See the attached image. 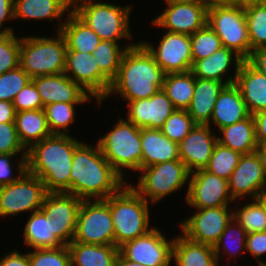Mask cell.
<instances>
[{"label":"cell","mask_w":266,"mask_h":266,"mask_svg":"<svg viewBox=\"0 0 266 266\" xmlns=\"http://www.w3.org/2000/svg\"><path fill=\"white\" fill-rule=\"evenodd\" d=\"M84 103L58 102L44 106L47 125L52 134L69 135L71 124L75 122L76 105ZM70 131V133H69Z\"/></svg>","instance_id":"cell-40"},{"label":"cell","mask_w":266,"mask_h":266,"mask_svg":"<svg viewBox=\"0 0 266 266\" xmlns=\"http://www.w3.org/2000/svg\"><path fill=\"white\" fill-rule=\"evenodd\" d=\"M165 3H189V2H205L206 0H163Z\"/></svg>","instance_id":"cell-59"},{"label":"cell","mask_w":266,"mask_h":266,"mask_svg":"<svg viewBox=\"0 0 266 266\" xmlns=\"http://www.w3.org/2000/svg\"><path fill=\"white\" fill-rule=\"evenodd\" d=\"M68 248L71 266H115L119 254V248L115 245L71 242Z\"/></svg>","instance_id":"cell-33"},{"label":"cell","mask_w":266,"mask_h":266,"mask_svg":"<svg viewBox=\"0 0 266 266\" xmlns=\"http://www.w3.org/2000/svg\"><path fill=\"white\" fill-rule=\"evenodd\" d=\"M141 147V169L179 159L178 144L171 141L160 129H141Z\"/></svg>","instance_id":"cell-26"},{"label":"cell","mask_w":266,"mask_h":266,"mask_svg":"<svg viewBox=\"0 0 266 266\" xmlns=\"http://www.w3.org/2000/svg\"><path fill=\"white\" fill-rule=\"evenodd\" d=\"M247 61L260 73L266 76V46L252 50Z\"/></svg>","instance_id":"cell-53"},{"label":"cell","mask_w":266,"mask_h":266,"mask_svg":"<svg viewBox=\"0 0 266 266\" xmlns=\"http://www.w3.org/2000/svg\"><path fill=\"white\" fill-rule=\"evenodd\" d=\"M228 188L233 201L251 197L259 199L266 189V174L259 156L254 152L240 157L239 163L228 179Z\"/></svg>","instance_id":"cell-19"},{"label":"cell","mask_w":266,"mask_h":266,"mask_svg":"<svg viewBox=\"0 0 266 266\" xmlns=\"http://www.w3.org/2000/svg\"><path fill=\"white\" fill-rule=\"evenodd\" d=\"M128 44V45H127ZM121 47L116 41H100L93 51L99 69L112 81L118 74L120 63L125 51L137 43H127Z\"/></svg>","instance_id":"cell-36"},{"label":"cell","mask_w":266,"mask_h":266,"mask_svg":"<svg viewBox=\"0 0 266 266\" xmlns=\"http://www.w3.org/2000/svg\"><path fill=\"white\" fill-rule=\"evenodd\" d=\"M69 193L82 200L106 199L127 182L103 156L99 145L80 143L74 151Z\"/></svg>","instance_id":"cell-1"},{"label":"cell","mask_w":266,"mask_h":266,"mask_svg":"<svg viewBox=\"0 0 266 266\" xmlns=\"http://www.w3.org/2000/svg\"><path fill=\"white\" fill-rule=\"evenodd\" d=\"M67 46L57 32L54 37L21 36L19 66L33 79L62 74L66 66Z\"/></svg>","instance_id":"cell-5"},{"label":"cell","mask_w":266,"mask_h":266,"mask_svg":"<svg viewBox=\"0 0 266 266\" xmlns=\"http://www.w3.org/2000/svg\"><path fill=\"white\" fill-rule=\"evenodd\" d=\"M246 252L256 259L258 265L266 264L261 258L266 254V231L247 234Z\"/></svg>","instance_id":"cell-50"},{"label":"cell","mask_w":266,"mask_h":266,"mask_svg":"<svg viewBox=\"0 0 266 266\" xmlns=\"http://www.w3.org/2000/svg\"><path fill=\"white\" fill-rule=\"evenodd\" d=\"M18 154H0V187L16 182L27 171V156H19L17 175L14 174L12 159Z\"/></svg>","instance_id":"cell-48"},{"label":"cell","mask_w":266,"mask_h":266,"mask_svg":"<svg viewBox=\"0 0 266 266\" xmlns=\"http://www.w3.org/2000/svg\"><path fill=\"white\" fill-rule=\"evenodd\" d=\"M207 6H224L242 4L240 0H206Z\"/></svg>","instance_id":"cell-56"},{"label":"cell","mask_w":266,"mask_h":266,"mask_svg":"<svg viewBox=\"0 0 266 266\" xmlns=\"http://www.w3.org/2000/svg\"><path fill=\"white\" fill-rule=\"evenodd\" d=\"M64 20L59 32L65 39L67 51L93 53L101 41L100 37L73 11Z\"/></svg>","instance_id":"cell-31"},{"label":"cell","mask_w":266,"mask_h":266,"mask_svg":"<svg viewBox=\"0 0 266 266\" xmlns=\"http://www.w3.org/2000/svg\"><path fill=\"white\" fill-rule=\"evenodd\" d=\"M64 74L96 99V105L106 97L112 82L99 69L92 53L67 51Z\"/></svg>","instance_id":"cell-14"},{"label":"cell","mask_w":266,"mask_h":266,"mask_svg":"<svg viewBox=\"0 0 266 266\" xmlns=\"http://www.w3.org/2000/svg\"><path fill=\"white\" fill-rule=\"evenodd\" d=\"M96 142L103 156L125 181L126 170L138 172L141 169V129L133 123L120 117Z\"/></svg>","instance_id":"cell-6"},{"label":"cell","mask_w":266,"mask_h":266,"mask_svg":"<svg viewBox=\"0 0 266 266\" xmlns=\"http://www.w3.org/2000/svg\"><path fill=\"white\" fill-rule=\"evenodd\" d=\"M27 156V149L19 140L15 122L0 123V154Z\"/></svg>","instance_id":"cell-47"},{"label":"cell","mask_w":266,"mask_h":266,"mask_svg":"<svg viewBox=\"0 0 266 266\" xmlns=\"http://www.w3.org/2000/svg\"><path fill=\"white\" fill-rule=\"evenodd\" d=\"M219 132L220 136H217V142L221 145L229 147L241 155L255 152L257 141L253 115L240 122L221 128Z\"/></svg>","instance_id":"cell-32"},{"label":"cell","mask_w":266,"mask_h":266,"mask_svg":"<svg viewBox=\"0 0 266 266\" xmlns=\"http://www.w3.org/2000/svg\"><path fill=\"white\" fill-rule=\"evenodd\" d=\"M132 5H115L114 3L85 0L78 3L72 11L84 21L101 39V41L133 40L130 29Z\"/></svg>","instance_id":"cell-7"},{"label":"cell","mask_w":266,"mask_h":266,"mask_svg":"<svg viewBox=\"0 0 266 266\" xmlns=\"http://www.w3.org/2000/svg\"><path fill=\"white\" fill-rule=\"evenodd\" d=\"M15 126L19 140L27 150L33 144L52 135L47 125L44 109L17 112Z\"/></svg>","instance_id":"cell-34"},{"label":"cell","mask_w":266,"mask_h":266,"mask_svg":"<svg viewBox=\"0 0 266 266\" xmlns=\"http://www.w3.org/2000/svg\"><path fill=\"white\" fill-rule=\"evenodd\" d=\"M28 254L30 266H71L67 245L52 249H33Z\"/></svg>","instance_id":"cell-45"},{"label":"cell","mask_w":266,"mask_h":266,"mask_svg":"<svg viewBox=\"0 0 266 266\" xmlns=\"http://www.w3.org/2000/svg\"><path fill=\"white\" fill-rule=\"evenodd\" d=\"M109 203L115 228V246L144 236L154 228L150 225L149 203L128 182L114 195L105 199Z\"/></svg>","instance_id":"cell-4"},{"label":"cell","mask_w":266,"mask_h":266,"mask_svg":"<svg viewBox=\"0 0 266 266\" xmlns=\"http://www.w3.org/2000/svg\"><path fill=\"white\" fill-rule=\"evenodd\" d=\"M159 41L155 46L151 41L140 40L166 74L191 70L193 59L190 35L166 31Z\"/></svg>","instance_id":"cell-16"},{"label":"cell","mask_w":266,"mask_h":266,"mask_svg":"<svg viewBox=\"0 0 266 266\" xmlns=\"http://www.w3.org/2000/svg\"><path fill=\"white\" fill-rule=\"evenodd\" d=\"M14 19V0H0V30L3 33H14L12 27H4L3 24L6 21H11Z\"/></svg>","instance_id":"cell-52"},{"label":"cell","mask_w":266,"mask_h":266,"mask_svg":"<svg viewBox=\"0 0 266 266\" xmlns=\"http://www.w3.org/2000/svg\"><path fill=\"white\" fill-rule=\"evenodd\" d=\"M249 113L239 88L233 83L226 85L215 102L209 126L221 129L248 118Z\"/></svg>","instance_id":"cell-24"},{"label":"cell","mask_w":266,"mask_h":266,"mask_svg":"<svg viewBox=\"0 0 266 266\" xmlns=\"http://www.w3.org/2000/svg\"><path fill=\"white\" fill-rule=\"evenodd\" d=\"M165 75L153 55L141 42H137L125 51L106 97L97 104L101 107L106 98L119 94L125 103L148 99L163 88Z\"/></svg>","instance_id":"cell-2"},{"label":"cell","mask_w":266,"mask_h":266,"mask_svg":"<svg viewBox=\"0 0 266 266\" xmlns=\"http://www.w3.org/2000/svg\"><path fill=\"white\" fill-rule=\"evenodd\" d=\"M72 8L64 0H14V19L23 20H60L56 27L59 32L65 21H62Z\"/></svg>","instance_id":"cell-27"},{"label":"cell","mask_w":266,"mask_h":266,"mask_svg":"<svg viewBox=\"0 0 266 266\" xmlns=\"http://www.w3.org/2000/svg\"><path fill=\"white\" fill-rule=\"evenodd\" d=\"M251 201L233 208V218L247 234L266 231V207L260 199Z\"/></svg>","instance_id":"cell-39"},{"label":"cell","mask_w":266,"mask_h":266,"mask_svg":"<svg viewBox=\"0 0 266 266\" xmlns=\"http://www.w3.org/2000/svg\"><path fill=\"white\" fill-rule=\"evenodd\" d=\"M72 242L115 245V228L105 199L82 200Z\"/></svg>","instance_id":"cell-10"},{"label":"cell","mask_w":266,"mask_h":266,"mask_svg":"<svg viewBox=\"0 0 266 266\" xmlns=\"http://www.w3.org/2000/svg\"><path fill=\"white\" fill-rule=\"evenodd\" d=\"M20 37L15 33H3L0 36V74L19 66Z\"/></svg>","instance_id":"cell-46"},{"label":"cell","mask_w":266,"mask_h":266,"mask_svg":"<svg viewBox=\"0 0 266 266\" xmlns=\"http://www.w3.org/2000/svg\"><path fill=\"white\" fill-rule=\"evenodd\" d=\"M225 86V83L216 80L195 78L193 98L187 109L195 124H210L215 102Z\"/></svg>","instance_id":"cell-28"},{"label":"cell","mask_w":266,"mask_h":266,"mask_svg":"<svg viewBox=\"0 0 266 266\" xmlns=\"http://www.w3.org/2000/svg\"><path fill=\"white\" fill-rule=\"evenodd\" d=\"M234 84L239 88L251 115L266 109V76L247 60L241 64Z\"/></svg>","instance_id":"cell-25"},{"label":"cell","mask_w":266,"mask_h":266,"mask_svg":"<svg viewBox=\"0 0 266 266\" xmlns=\"http://www.w3.org/2000/svg\"><path fill=\"white\" fill-rule=\"evenodd\" d=\"M13 105L16 112L44 108L40 94L33 81L29 82L18 92L14 98Z\"/></svg>","instance_id":"cell-49"},{"label":"cell","mask_w":266,"mask_h":266,"mask_svg":"<svg viewBox=\"0 0 266 266\" xmlns=\"http://www.w3.org/2000/svg\"><path fill=\"white\" fill-rule=\"evenodd\" d=\"M82 141L52 134L27 150V171L38 177L47 192L69 193V178L75 148Z\"/></svg>","instance_id":"cell-3"},{"label":"cell","mask_w":266,"mask_h":266,"mask_svg":"<svg viewBox=\"0 0 266 266\" xmlns=\"http://www.w3.org/2000/svg\"><path fill=\"white\" fill-rule=\"evenodd\" d=\"M126 120L139 129H161L176 110L170 98L160 89L148 99L127 102Z\"/></svg>","instance_id":"cell-20"},{"label":"cell","mask_w":266,"mask_h":266,"mask_svg":"<svg viewBox=\"0 0 266 266\" xmlns=\"http://www.w3.org/2000/svg\"><path fill=\"white\" fill-rule=\"evenodd\" d=\"M115 266H144L133 261L125 259L120 253L117 256Z\"/></svg>","instance_id":"cell-58"},{"label":"cell","mask_w":266,"mask_h":266,"mask_svg":"<svg viewBox=\"0 0 266 266\" xmlns=\"http://www.w3.org/2000/svg\"><path fill=\"white\" fill-rule=\"evenodd\" d=\"M72 9L80 2L85 0H64Z\"/></svg>","instance_id":"cell-60"},{"label":"cell","mask_w":266,"mask_h":266,"mask_svg":"<svg viewBox=\"0 0 266 266\" xmlns=\"http://www.w3.org/2000/svg\"><path fill=\"white\" fill-rule=\"evenodd\" d=\"M46 194L44 183L26 171L16 182L0 187V218L40 210Z\"/></svg>","instance_id":"cell-11"},{"label":"cell","mask_w":266,"mask_h":266,"mask_svg":"<svg viewBox=\"0 0 266 266\" xmlns=\"http://www.w3.org/2000/svg\"><path fill=\"white\" fill-rule=\"evenodd\" d=\"M209 125L196 124L178 144L179 159L190 172L204 169L217 143V135Z\"/></svg>","instance_id":"cell-21"},{"label":"cell","mask_w":266,"mask_h":266,"mask_svg":"<svg viewBox=\"0 0 266 266\" xmlns=\"http://www.w3.org/2000/svg\"><path fill=\"white\" fill-rule=\"evenodd\" d=\"M255 153L259 156L260 162L266 174V144H257Z\"/></svg>","instance_id":"cell-57"},{"label":"cell","mask_w":266,"mask_h":266,"mask_svg":"<svg viewBox=\"0 0 266 266\" xmlns=\"http://www.w3.org/2000/svg\"><path fill=\"white\" fill-rule=\"evenodd\" d=\"M173 239L156 227L147 234L125 242L119 253L127 260L144 266H170L173 258Z\"/></svg>","instance_id":"cell-12"},{"label":"cell","mask_w":266,"mask_h":266,"mask_svg":"<svg viewBox=\"0 0 266 266\" xmlns=\"http://www.w3.org/2000/svg\"><path fill=\"white\" fill-rule=\"evenodd\" d=\"M31 81L20 66L0 74V100L13 102L18 92Z\"/></svg>","instance_id":"cell-44"},{"label":"cell","mask_w":266,"mask_h":266,"mask_svg":"<svg viewBox=\"0 0 266 266\" xmlns=\"http://www.w3.org/2000/svg\"><path fill=\"white\" fill-rule=\"evenodd\" d=\"M44 106L49 104L89 103L92 96L64 73L39 76L32 79Z\"/></svg>","instance_id":"cell-22"},{"label":"cell","mask_w":266,"mask_h":266,"mask_svg":"<svg viewBox=\"0 0 266 266\" xmlns=\"http://www.w3.org/2000/svg\"><path fill=\"white\" fill-rule=\"evenodd\" d=\"M257 144H266V109L253 114Z\"/></svg>","instance_id":"cell-54"},{"label":"cell","mask_w":266,"mask_h":266,"mask_svg":"<svg viewBox=\"0 0 266 266\" xmlns=\"http://www.w3.org/2000/svg\"><path fill=\"white\" fill-rule=\"evenodd\" d=\"M243 61L244 59L236 52L223 46L216 50L212 55L193 61L190 71L195 78L216 80L223 82L226 85H230L235 83L236 76ZM233 64L235 66H233ZM232 66L235 67L233 69L234 73L233 75H230L231 73L229 70H231L230 68ZM226 75L228 77H226Z\"/></svg>","instance_id":"cell-23"},{"label":"cell","mask_w":266,"mask_h":266,"mask_svg":"<svg viewBox=\"0 0 266 266\" xmlns=\"http://www.w3.org/2000/svg\"><path fill=\"white\" fill-rule=\"evenodd\" d=\"M259 199L262 201V203L266 207V189L260 194Z\"/></svg>","instance_id":"cell-61"},{"label":"cell","mask_w":266,"mask_h":266,"mask_svg":"<svg viewBox=\"0 0 266 266\" xmlns=\"http://www.w3.org/2000/svg\"><path fill=\"white\" fill-rule=\"evenodd\" d=\"M190 39L193 61L206 58L223 47L221 39L208 24L190 35Z\"/></svg>","instance_id":"cell-42"},{"label":"cell","mask_w":266,"mask_h":266,"mask_svg":"<svg viewBox=\"0 0 266 266\" xmlns=\"http://www.w3.org/2000/svg\"><path fill=\"white\" fill-rule=\"evenodd\" d=\"M138 172L142 175L138 177L137 185L128 184L148 203L156 205L185 185L188 191L191 172L180 159L142 168Z\"/></svg>","instance_id":"cell-8"},{"label":"cell","mask_w":266,"mask_h":266,"mask_svg":"<svg viewBox=\"0 0 266 266\" xmlns=\"http://www.w3.org/2000/svg\"><path fill=\"white\" fill-rule=\"evenodd\" d=\"M232 218L230 206L196 209L189 218L180 221L178 227L191 241L214 246Z\"/></svg>","instance_id":"cell-13"},{"label":"cell","mask_w":266,"mask_h":266,"mask_svg":"<svg viewBox=\"0 0 266 266\" xmlns=\"http://www.w3.org/2000/svg\"><path fill=\"white\" fill-rule=\"evenodd\" d=\"M24 244L32 249H52L64 246L55 236L51 219L40 209L31 213L23 228Z\"/></svg>","instance_id":"cell-30"},{"label":"cell","mask_w":266,"mask_h":266,"mask_svg":"<svg viewBox=\"0 0 266 266\" xmlns=\"http://www.w3.org/2000/svg\"><path fill=\"white\" fill-rule=\"evenodd\" d=\"M162 13L152 19V26L165 31L192 35L207 24V3H165ZM167 29V30H166Z\"/></svg>","instance_id":"cell-18"},{"label":"cell","mask_w":266,"mask_h":266,"mask_svg":"<svg viewBox=\"0 0 266 266\" xmlns=\"http://www.w3.org/2000/svg\"><path fill=\"white\" fill-rule=\"evenodd\" d=\"M82 199L67 192H47L40 208L51 219L55 236L69 245L76 232L77 214Z\"/></svg>","instance_id":"cell-17"},{"label":"cell","mask_w":266,"mask_h":266,"mask_svg":"<svg viewBox=\"0 0 266 266\" xmlns=\"http://www.w3.org/2000/svg\"><path fill=\"white\" fill-rule=\"evenodd\" d=\"M207 24L221 39L224 47L233 50L244 60L250 57L251 45L243 3L208 7Z\"/></svg>","instance_id":"cell-9"},{"label":"cell","mask_w":266,"mask_h":266,"mask_svg":"<svg viewBox=\"0 0 266 266\" xmlns=\"http://www.w3.org/2000/svg\"><path fill=\"white\" fill-rule=\"evenodd\" d=\"M246 237L247 233L235 221L234 218L227 224L218 242L214 245L215 255L218 263H220L221 256H228L227 259H235L246 252ZM222 253V254H221Z\"/></svg>","instance_id":"cell-37"},{"label":"cell","mask_w":266,"mask_h":266,"mask_svg":"<svg viewBox=\"0 0 266 266\" xmlns=\"http://www.w3.org/2000/svg\"><path fill=\"white\" fill-rule=\"evenodd\" d=\"M195 125L187 110L176 109L168 117L160 130L171 141L179 144Z\"/></svg>","instance_id":"cell-43"},{"label":"cell","mask_w":266,"mask_h":266,"mask_svg":"<svg viewBox=\"0 0 266 266\" xmlns=\"http://www.w3.org/2000/svg\"><path fill=\"white\" fill-rule=\"evenodd\" d=\"M262 5L266 6V0H258Z\"/></svg>","instance_id":"cell-62"},{"label":"cell","mask_w":266,"mask_h":266,"mask_svg":"<svg viewBox=\"0 0 266 266\" xmlns=\"http://www.w3.org/2000/svg\"><path fill=\"white\" fill-rule=\"evenodd\" d=\"M252 50L266 46V6L259 1L243 3Z\"/></svg>","instance_id":"cell-38"},{"label":"cell","mask_w":266,"mask_h":266,"mask_svg":"<svg viewBox=\"0 0 266 266\" xmlns=\"http://www.w3.org/2000/svg\"><path fill=\"white\" fill-rule=\"evenodd\" d=\"M242 3L248 2V1H258V0H240Z\"/></svg>","instance_id":"cell-63"},{"label":"cell","mask_w":266,"mask_h":266,"mask_svg":"<svg viewBox=\"0 0 266 266\" xmlns=\"http://www.w3.org/2000/svg\"><path fill=\"white\" fill-rule=\"evenodd\" d=\"M0 266H30L28 252L21 253L18 249L9 251L0 258Z\"/></svg>","instance_id":"cell-51"},{"label":"cell","mask_w":266,"mask_h":266,"mask_svg":"<svg viewBox=\"0 0 266 266\" xmlns=\"http://www.w3.org/2000/svg\"><path fill=\"white\" fill-rule=\"evenodd\" d=\"M16 113L13 102L0 100V123L15 122Z\"/></svg>","instance_id":"cell-55"},{"label":"cell","mask_w":266,"mask_h":266,"mask_svg":"<svg viewBox=\"0 0 266 266\" xmlns=\"http://www.w3.org/2000/svg\"><path fill=\"white\" fill-rule=\"evenodd\" d=\"M195 88V77L191 71L167 73L162 90L172 101L175 109L187 110Z\"/></svg>","instance_id":"cell-35"},{"label":"cell","mask_w":266,"mask_h":266,"mask_svg":"<svg viewBox=\"0 0 266 266\" xmlns=\"http://www.w3.org/2000/svg\"><path fill=\"white\" fill-rule=\"evenodd\" d=\"M172 260L176 266H218L214 246L191 241L181 232L174 237Z\"/></svg>","instance_id":"cell-29"},{"label":"cell","mask_w":266,"mask_h":266,"mask_svg":"<svg viewBox=\"0 0 266 266\" xmlns=\"http://www.w3.org/2000/svg\"><path fill=\"white\" fill-rule=\"evenodd\" d=\"M187 206L195 209L229 206L234 203L229 193L228 180L205 169L191 172L188 191L185 193Z\"/></svg>","instance_id":"cell-15"},{"label":"cell","mask_w":266,"mask_h":266,"mask_svg":"<svg viewBox=\"0 0 266 266\" xmlns=\"http://www.w3.org/2000/svg\"><path fill=\"white\" fill-rule=\"evenodd\" d=\"M241 156L240 153L217 142L209 163L204 169L220 178L228 180L237 167Z\"/></svg>","instance_id":"cell-41"}]
</instances>
